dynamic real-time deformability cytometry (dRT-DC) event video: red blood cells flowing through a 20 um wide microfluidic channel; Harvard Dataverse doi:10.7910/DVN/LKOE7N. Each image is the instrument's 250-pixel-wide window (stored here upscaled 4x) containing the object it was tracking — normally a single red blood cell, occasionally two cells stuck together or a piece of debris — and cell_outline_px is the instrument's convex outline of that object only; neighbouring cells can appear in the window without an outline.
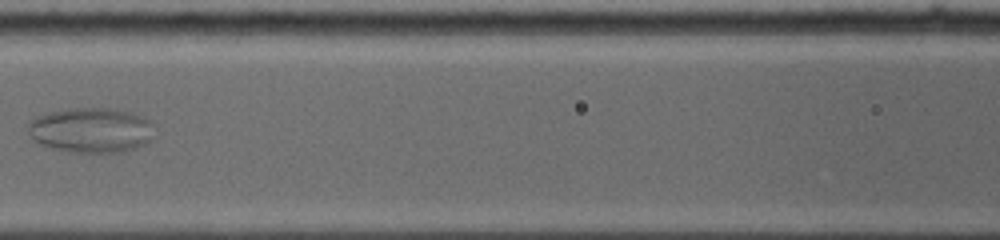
{"species": "common noctule bat (a hibernating species)", "species_latin": "Nyctalus noctula", "temperature_condition": "warm", "stored_images_in_passage": 37, "camera_frame_rate_fps": 5000, "um_per_image_px": 0.085, "animal": {"sex": "female", "body_mass_g": 19.0, "forearm_length_mm": 53.3}, "frame": {"image": 1, "passage_image": 12, "time_ms": 5.2, "image_size_px": [1000, 240], "cell_outline_px": [[152, 124], [148, 140], [144, 144], [136, 148], [120, 152], [68, 152], [52, 148], [40, 144], [32, 140], [28, 132], [28, 124], [32, 120], [40, 116], [52, 112], [68, 108], [112, 108], [132, 112], [144, 116], [152, 120]], "centroid_in_image_um": [7.73, 11.06], "position_along_channel_um": 158.9, "area_um2": 33.06}}
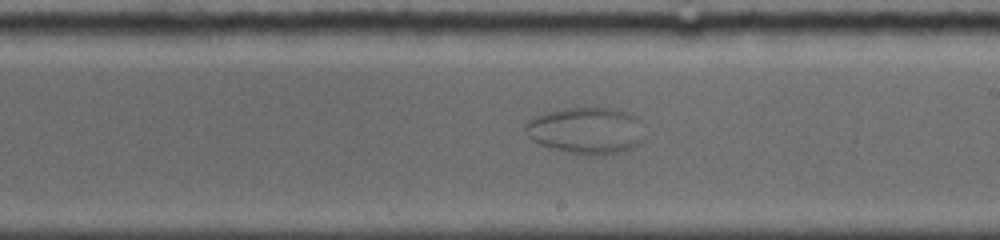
{"frame": {"image": 2, "passage_image": 17, "time_ms": 7.4, "image_size_px": [1000, 240], "cell_outline_px": [[644, 140], [640, 144], [632, 148], [620, 152], [600, 156], [580, 156], [540, 144], [532, 140], [528, 136], [524, 128], [524, 124], [532, 116], [548, 112], [568, 108], [612, 108], [624, 112], [640, 120]], "centroid_in_image_um": [49.81, 11.13], "position_along_channel_um": 239.2, "area_um2": 32.66}}